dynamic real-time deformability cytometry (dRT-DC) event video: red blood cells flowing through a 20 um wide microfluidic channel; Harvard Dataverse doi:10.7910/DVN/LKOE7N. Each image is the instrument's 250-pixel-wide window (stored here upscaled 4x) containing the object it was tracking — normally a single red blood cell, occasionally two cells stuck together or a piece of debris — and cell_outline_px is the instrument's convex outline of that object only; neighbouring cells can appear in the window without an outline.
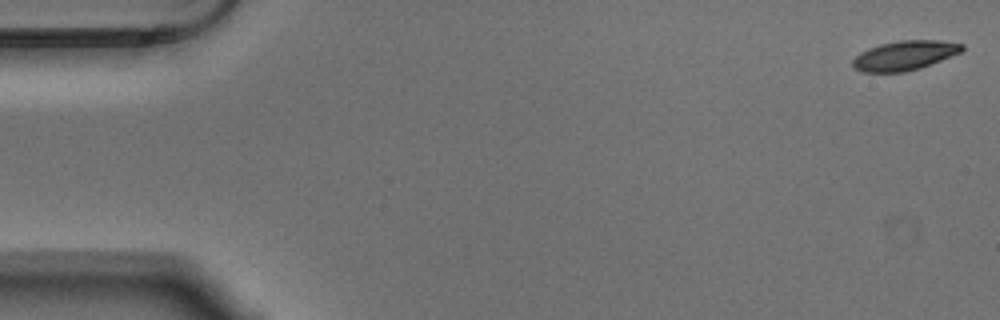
{"species": "Egyptian fruit bat (a non-hibernating species)", "species_latin": "Rousettus aegyptiacus", "temperature_condition": "warm", "stored_images_in_passage": 55, "camera_frame_rate_fps": 3000, "um_per_image_px": 0.085, "animal": {"sex": "male"}, "frame": {"image": 1, "passage_image": 1, "time_ms": 0.0, "image_size_px": [1000, 320], "cell_outline_px": [[964, 48], [960, 52], [920, 68], [904, 72], [860, 72], [852, 68], [852, 60], [860, 52], [868, 48], [880, 44], [900, 40], [940, 40], [964, 44]], "centroid_in_image_um": [76.84, 4.71], "position_along_channel_um": 8.2, "area_um2": 18.79}}
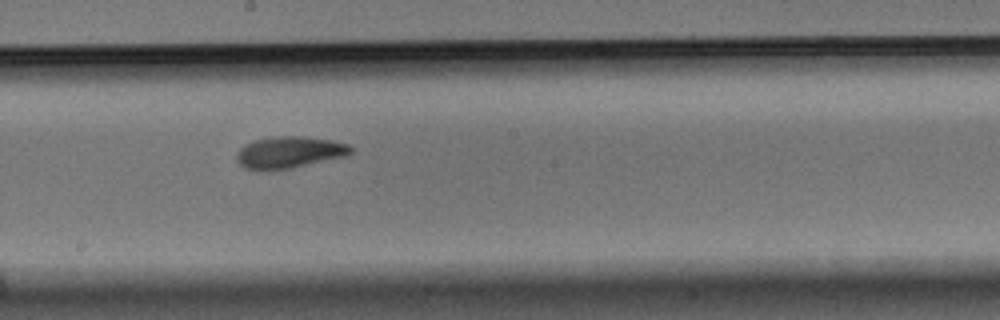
{"frame": {"image": 2, "passage_image": 30, "time_ms": 9.667, "image_size_px": [1000, 320], "cell_outline_px": [[352, 152], [348, 156], [292, 168], [244, 168], [236, 160], [236, 156], [240, 148], [244, 144], [256, 140], [272, 136], [304, 136], [332, 140], [348, 144], [352, 148]], "centroid_in_image_um": [24.65, 12.92], "position_along_channel_um": 223.6, "area_um2": 20.87}}
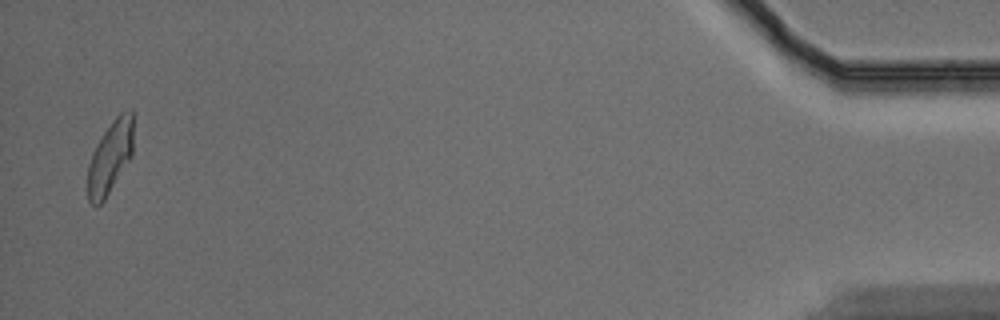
{"frame": {"image": 3, "passage_image": 54, "time_ms": 17.667, "image_size_px": [1000, 320], "cell_outline_px": [[132, 156], [104, 200], [100, 204], [92, 204], [88, 200], [88, 164], [92, 152], [96, 144], [104, 132], [116, 116], [120, 112], [128, 108], [132, 108]], "centroid_in_image_um": [9.36, 13.33], "position_along_channel_um": 425.8, "area_um2": 19.13}, "authors_computed_cell_mechanics": {"area_um2": 20.1144, "velocity_mm_per_s": 3.6355, "shape_relaxation_time_tau1_ms": 5.4912, "shape_relaxation_time_tau2_ms": 2.4771, "deformation_change_tau1": 0.1631, "deformation_change_tau2": 0.0908}}